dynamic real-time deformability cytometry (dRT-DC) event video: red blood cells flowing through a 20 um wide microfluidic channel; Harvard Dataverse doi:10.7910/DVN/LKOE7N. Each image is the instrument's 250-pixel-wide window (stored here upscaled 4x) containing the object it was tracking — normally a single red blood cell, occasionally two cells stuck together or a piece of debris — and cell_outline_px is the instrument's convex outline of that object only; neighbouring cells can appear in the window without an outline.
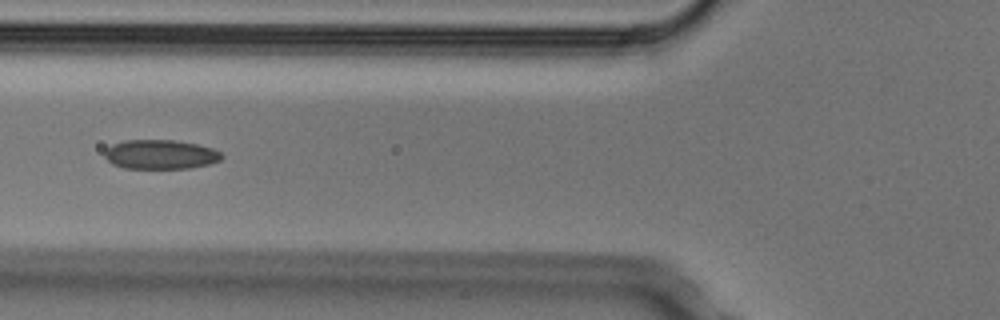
{"species": "Egyptian fruit bat (a non-hibernating species)", "species_latin": "Rousettus aegyptiacus", "temperature_condition": "cold", "stored_images_in_passage": 8, "camera_frame_rate_fps": 3000, "um_per_image_px": 0.085, "animal": {"sex": "male"}, "frame": {"image": 1, "passage_image": 6, "time_ms": 1.667, "image_size_px": [1000, 320], "cell_outline_px": [[224, 156], [220, 160], [208, 164], [188, 168], [124, 168], [112, 164], [104, 156], [104, 152], [112, 144], [124, 140], [172, 140], [200, 144], [212, 148], [220, 152]], "centroid_in_image_um": [13.64, 13.12], "position_along_channel_um": 112.2, "area_um2": 20.0}}
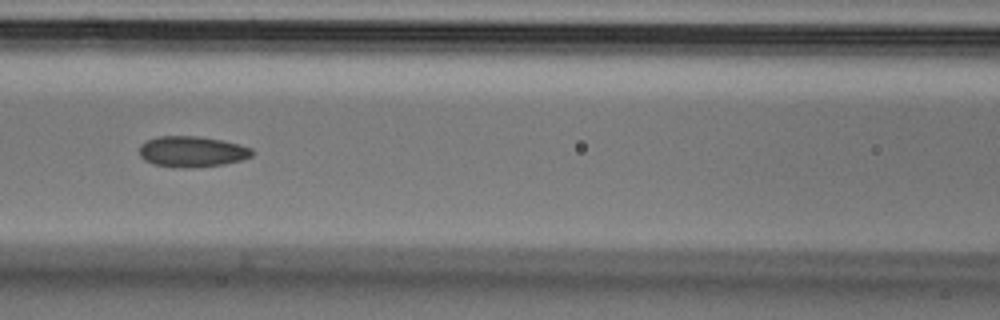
{"frame": {"image": 2, "passage_image": 7, "time_ms": 2.0, "image_size_px": [1000, 320], "cell_outline_px": [[252, 156], [240, 160], [224, 164], [192, 168], [172, 168], [152, 164], [144, 160], [140, 156], [140, 144], [156, 136], [200, 136], [224, 140], [240, 144], [252, 148]], "centroid_in_image_um": [16.3, 12.89], "position_along_channel_um": 150.3, "area_um2": 20.58}}
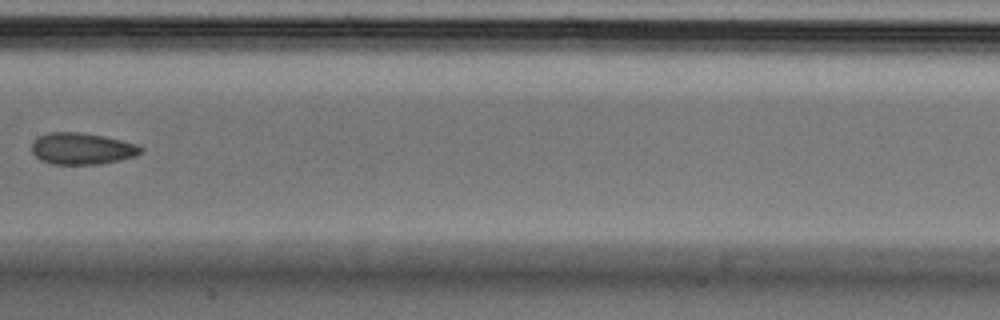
{"frame": {"image": 3, "passage_image": 8, "time_ms": 2.333, "image_size_px": [1000, 320], "cell_outline_px": [[144, 148], [136, 156], [120, 160], [100, 164], [52, 164], [40, 160], [32, 152], [32, 144], [40, 136], [48, 132], [80, 132], [104, 136], [136, 144]], "centroid_in_image_um": [6.97, 12.64], "position_along_channel_um": 200.4, "area_um2": 20.0}}